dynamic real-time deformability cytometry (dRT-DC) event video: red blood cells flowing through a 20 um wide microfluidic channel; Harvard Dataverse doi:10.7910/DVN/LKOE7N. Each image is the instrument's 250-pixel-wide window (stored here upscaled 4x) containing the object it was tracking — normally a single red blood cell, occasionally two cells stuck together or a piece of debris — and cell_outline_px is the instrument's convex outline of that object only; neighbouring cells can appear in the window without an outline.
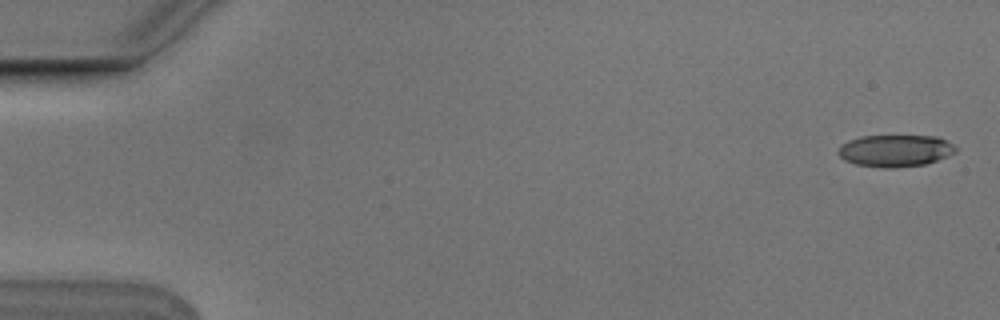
{"species": "Egyptian fruit bat (a non-hibernating species)", "species_latin": "Rousettus aegyptiacus", "temperature_condition": "cold", "stored_images_in_passage": 6, "camera_frame_rate_fps": 3000, "um_per_image_px": 0.085, "animal": {"sex": "male"}, "frame": {"image": 1, "passage_image": 1, "time_ms": 0.0, "image_size_px": [1000, 320], "cell_outline_px": [[956, 152], [936, 160], [924, 164], [892, 168], [884, 168], [856, 164], [844, 160], [836, 152], [840, 144], [848, 140], [860, 136], [936, 136], [952, 144], [956, 148]], "centroid_in_image_um": [76.03, 12.8], "position_along_channel_um": 9.0, "area_um2": 21.79}}